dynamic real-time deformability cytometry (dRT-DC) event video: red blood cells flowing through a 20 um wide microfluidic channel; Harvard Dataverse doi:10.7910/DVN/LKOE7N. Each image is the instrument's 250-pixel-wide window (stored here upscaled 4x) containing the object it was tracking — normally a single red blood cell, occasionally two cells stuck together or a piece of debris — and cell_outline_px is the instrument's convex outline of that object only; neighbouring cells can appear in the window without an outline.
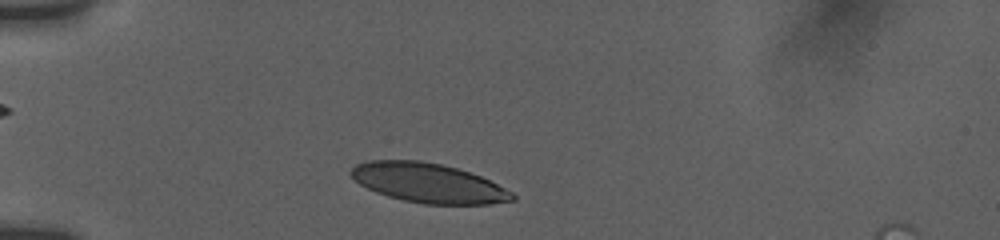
{"species": "human", "species_latin": "Homo sapiens", "temperature_condition": "room temperature", "stored_images_in_passage": 13, "camera_frame_rate_fps": 3000, "um_per_image_px": 0.085, "donor": {"sex": "female"}, "frame": {"image": 1, "passage_image": 1, "time_ms": 0.0, "image_size_px": [1000, 240], "cell_outline_px": [[516, 200], [488, 204], [424, 204], [404, 200], [388, 196], [376, 192], [360, 184], [348, 172], [356, 164], [368, 160], [420, 160], [440, 164], [456, 168], [480, 176], [512, 192], [516, 196]], "centroid_in_image_um": [36.39, 15.55], "position_along_channel_um": 48.6, "area_um2": 36.82}}
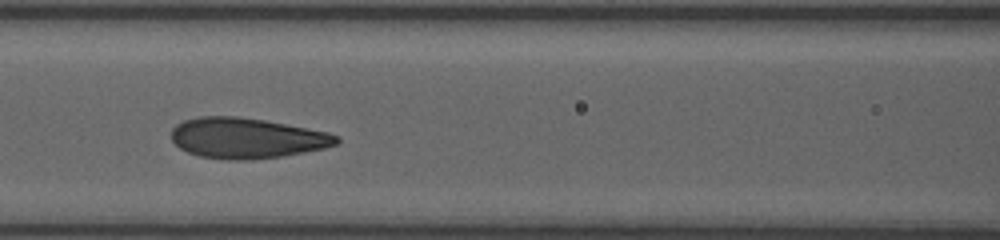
{"frame": {"image": 2, "passage_image": 8, "time_ms": 3.333, "image_size_px": [1000, 240], "cell_outline_px": [[340, 140], [336, 144], [324, 148], [304, 152], [280, 156], [252, 160], [228, 160], [200, 156], [188, 152], [180, 148], [172, 140], [172, 128], [176, 124], [184, 120], [200, 116], [236, 116], [264, 120], [328, 132], [340, 136]], "centroid_in_image_um": [20.96, 11.74], "position_along_channel_um": 145.6, "area_um2": 38.9}}
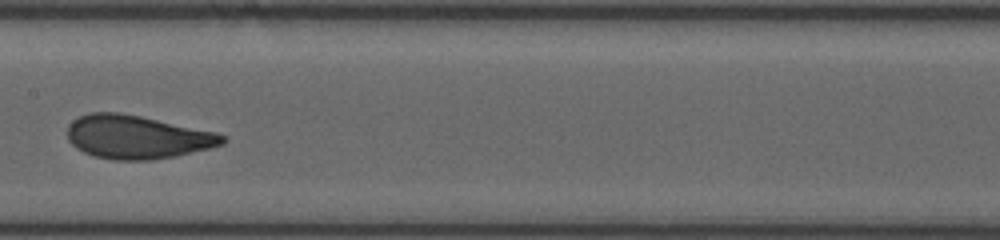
{"frame": {"image": 3, "passage_image": 11, "time_ms": 4.667, "image_size_px": [1000, 240], "cell_outline_px": [[228, 140], [224, 144], [176, 156], [148, 160], [116, 160], [92, 156], [76, 148], [68, 140], [68, 124], [72, 120], [88, 112], [120, 112], [140, 116], [216, 132], [224, 136]], "centroid_in_image_um": [11.62, 11.64], "position_along_channel_um": 195.8, "area_um2": 39.25}}